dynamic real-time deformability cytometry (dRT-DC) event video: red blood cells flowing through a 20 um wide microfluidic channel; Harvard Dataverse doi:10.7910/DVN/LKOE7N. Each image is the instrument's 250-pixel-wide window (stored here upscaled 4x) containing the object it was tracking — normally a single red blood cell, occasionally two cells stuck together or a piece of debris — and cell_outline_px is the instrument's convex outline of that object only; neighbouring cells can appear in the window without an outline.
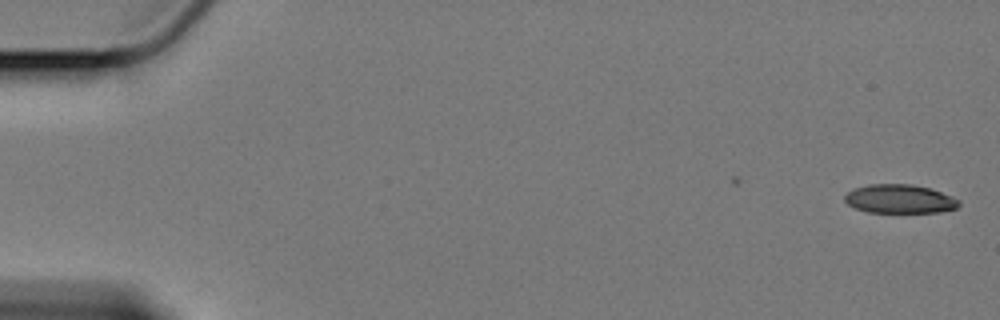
{"species": "Egyptian fruit bat (a non-hibernating species)", "species_latin": "Rousettus aegyptiacus", "temperature_condition": "cold", "stored_images_in_passage": 55, "camera_frame_rate_fps": 3000, "um_per_image_px": 0.085, "animal": {"sex": "female"}, "frame": {"image": 1, "passage_image": 1, "time_ms": 0.0, "image_size_px": [1000, 320], "cell_outline_px": [[960, 204], [956, 208], [940, 212], [868, 212], [856, 208], [848, 204], [844, 200], [844, 196], [852, 188], [868, 184], [912, 184], [928, 188], [952, 196], [960, 200]], "centroid_in_image_um": [76.45, 16.9], "position_along_channel_um": 8.5, "area_um2": 19.13}}
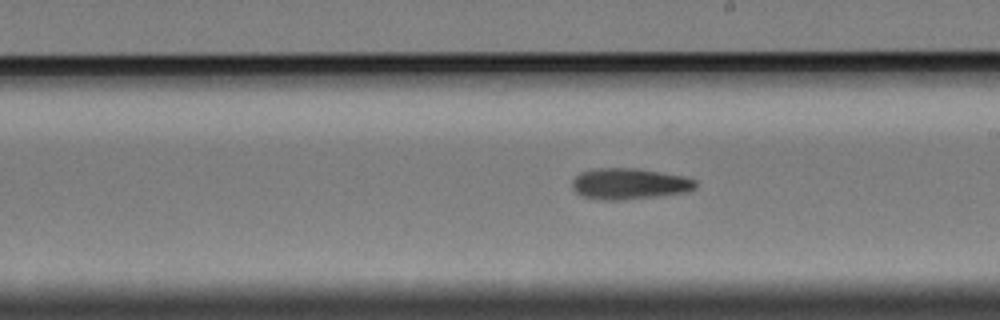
{"frame": {"image": 2, "passage_image": 34, "time_ms": 11.0, "image_size_px": [1000, 320], "cell_outline_px": [[696, 188], [688, 192], [624, 200], [604, 200], [584, 196], [576, 192], [572, 188], [572, 180], [580, 172], [596, 168], [640, 168], [680, 176], [696, 180]], "centroid_in_image_um": [53.48, 15.62], "position_along_channel_um": 235.5, "area_um2": 22.31}}
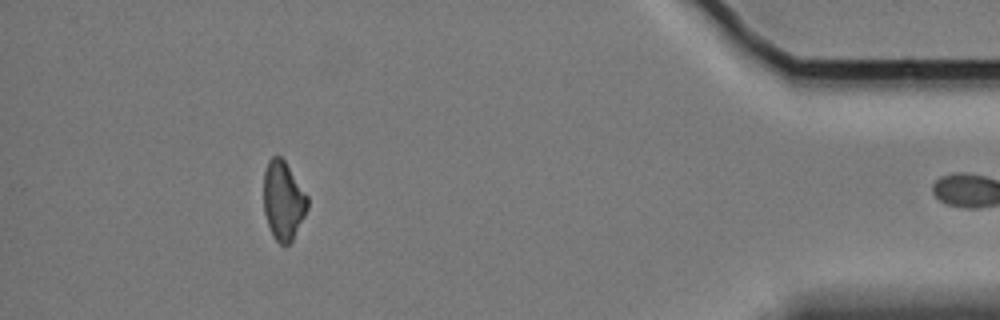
{"frame": {"image": 3, "passage_image": 54, "time_ms": 17.667, "image_size_px": [1000, 320], "cell_outline_px": [[308, 208], [292, 240], [288, 244], [280, 244], [272, 236], [264, 212], [264, 172], [268, 160], [272, 156], [280, 156], [284, 160], [308, 196]], "centroid_in_image_um": [24.07, 17.04], "position_along_channel_um": 411.1, "area_um2": 20.0}}